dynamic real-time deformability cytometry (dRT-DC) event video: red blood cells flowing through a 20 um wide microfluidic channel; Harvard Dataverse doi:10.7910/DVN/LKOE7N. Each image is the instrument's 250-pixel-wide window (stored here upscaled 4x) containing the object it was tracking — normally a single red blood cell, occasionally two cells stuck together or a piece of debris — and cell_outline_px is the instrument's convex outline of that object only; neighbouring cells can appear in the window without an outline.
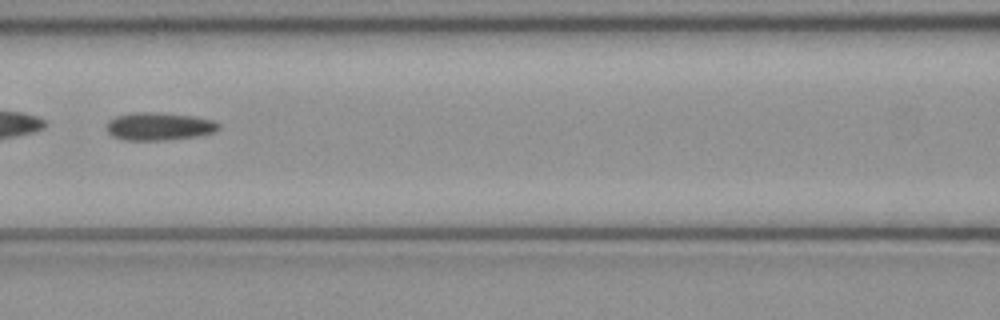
{"species": "common noctule bat (a hibernating species)", "species_latin": "Nyctalus noctula", "temperature_condition": "cold", "stored_images_in_passage": 39, "camera_frame_rate_fps": 3000, "um_per_image_px": 0.085, "animal": {"sex": "female", "body_mass_g": 21.9}, "frame": {"image": 1, "passage_image": 12, "time_ms": 3.667, "image_size_px": [1000, 320], "cell_outline_px": [[220, 128], [216, 132], [196, 136], [168, 140], [124, 140], [112, 136], [104, 128], [108, 120], [116, 116], [136, 112], [160, 112], [192, 116], [212, 120], [220, 124]], "centroid_in_image_um": [13.49, 10.74], "position_along_channel_um": 153.1, "area_um2": 18.38}}